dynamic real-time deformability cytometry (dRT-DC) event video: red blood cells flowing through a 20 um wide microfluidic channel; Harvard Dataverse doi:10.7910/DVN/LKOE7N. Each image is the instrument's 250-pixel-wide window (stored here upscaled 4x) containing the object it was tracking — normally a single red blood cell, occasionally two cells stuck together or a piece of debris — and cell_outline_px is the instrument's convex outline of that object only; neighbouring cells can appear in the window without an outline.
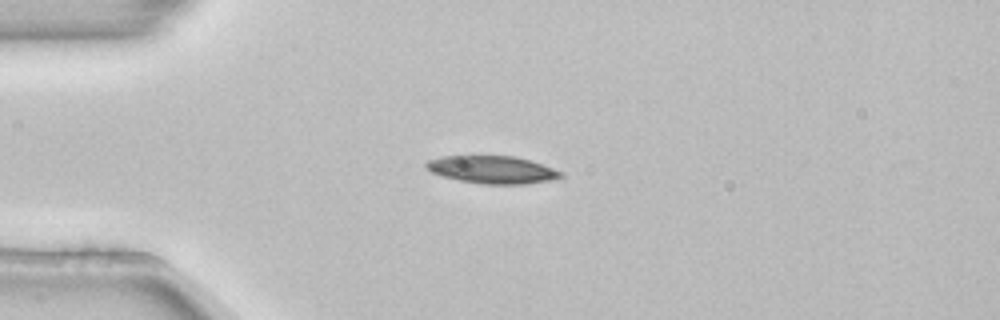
{"species": "common noctule bat (a hibernating species)", "species_latin": "Nyctalus noctula", "temperature_condition": "room temperature", "stored_images_in_passage": 2, "camera_frame_rate_fps": 3000, "um_per_image_px": 0.085, "animal": {"sex": "female", "body_mass_g": 22.7, "forearm_length_mm": 54.2}, "frame": {"image": 1, "passage_image": 1, "time_ms": 0.0, "image_size_px": [1000, 320], "cell_outline_px": [[564, 176], [548, 180], [524, 184], [484, 184], [460, 180], [444, 176], [432, 172], [424, 164], [428, 160], [440, 156], [516, 156], [532, 160], [564, 172]], "centroid_in_image_um": [41.88, 14.41], "position_along_channel_um": 43.1, "area_um2": 21.56}}